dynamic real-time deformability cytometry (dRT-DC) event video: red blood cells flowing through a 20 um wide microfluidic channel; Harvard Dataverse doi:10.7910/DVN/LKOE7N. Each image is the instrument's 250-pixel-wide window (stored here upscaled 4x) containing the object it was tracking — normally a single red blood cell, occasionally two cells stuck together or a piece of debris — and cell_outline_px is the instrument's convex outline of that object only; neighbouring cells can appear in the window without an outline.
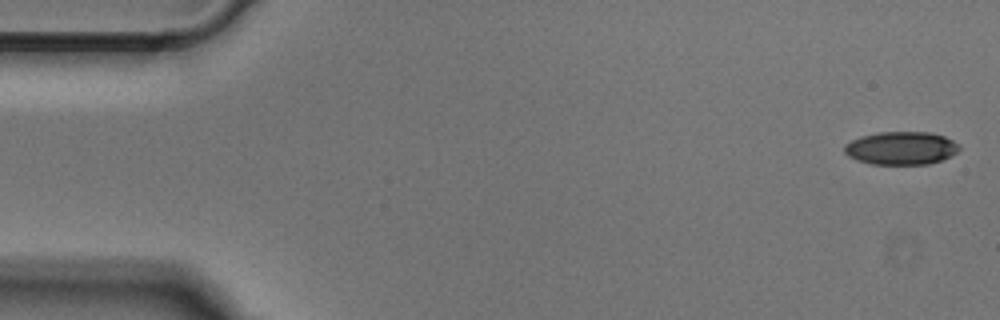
{"species": "Egyptian fruit bat (a non-hibernating species)", "species_latin": "Rousettus aegyptiacus", "temperature_condition": "cold", "stored_images_in_passage": 7, "camera_frame_rate_fps": 3000, "um_per_image_px": 0.085, "animal": {"sex": "male"}, "frame": {"image": 1, "passage_image": 1, "time_ms": 0.0, "image_size_px": [1000, 320], "cell_outline_px": [[960, 148], [952, 156], [928, 164], [872, 164], [856, 160], [848, 156], [844, 152], [844, 144], [860, 136], [880, 132], [932, 132], [944, 136], [952, 140]], "centroid_in_image_um": [76.57, 12.59], "position_along_channel_um": 8.4, "area_um2": 22.14}}